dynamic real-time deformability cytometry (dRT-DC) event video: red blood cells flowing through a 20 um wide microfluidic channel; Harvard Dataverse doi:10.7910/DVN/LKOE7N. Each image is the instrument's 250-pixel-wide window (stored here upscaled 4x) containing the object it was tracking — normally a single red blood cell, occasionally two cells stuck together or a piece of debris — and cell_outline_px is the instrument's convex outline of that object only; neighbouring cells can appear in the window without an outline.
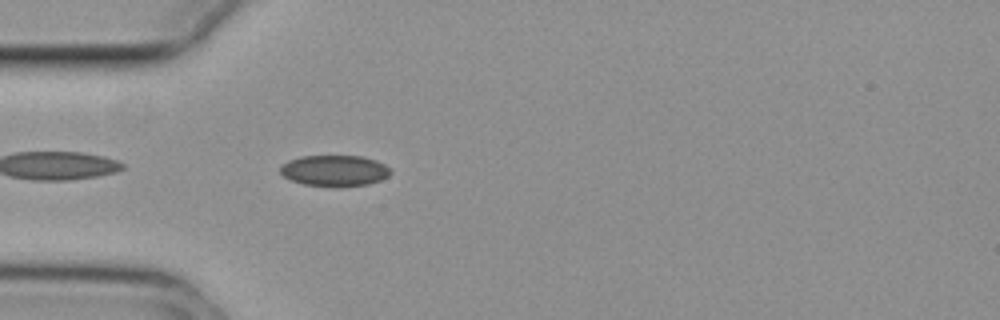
{"species": "common noctule bat (a hibernating species)", "species_latin": "Nyctalus noctula", "temperature_condition": "cold", "stored_images_in_passage": 41, "camera_frame_rate_fps": 3000, "um_per_image_px": 0.085, "animal": {"sex": "female", "body_mass_g": 29.2, "forearm_length_mm": 56.3}, "frame": {"image": 1, "passage_image": 2, "time_ms": 0.333, "image_size_px": [1000, 320], "cell_outline_px": [[392, 172], [388, 176], [380, 180], [368, 184], [304, 184], [292, 180], [284, 176], [280, 172], [280, 164], [288, 160], [300, 156], [360, 156], [376, 160], [392, 168]], "centroid_in_image_um": [28.44, 14.45], "position_along_channel_um": 56.6, "area_um2": 19.36}}
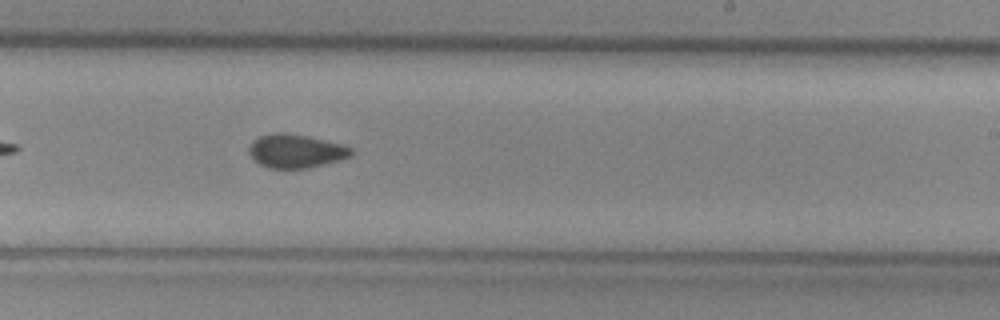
{"frame": {"image": 2, "passage_image": 19, "time_ms": 6.0, "image_size_px": [1000, 320], "cell_outline_px": [[352, 152], [348, 156], [340, 160], [308, 168], [268, 168], [260, 164], [248, 152], [248, 148], [252, 140], [260, 136], [276, 132], [280, 132], [308, 136], [340, 144], [352, 148]], "centroid_in_image_um": [25.1, 12.83], "position_along_channel_um": 263.9, "area_um2": 19.77}}
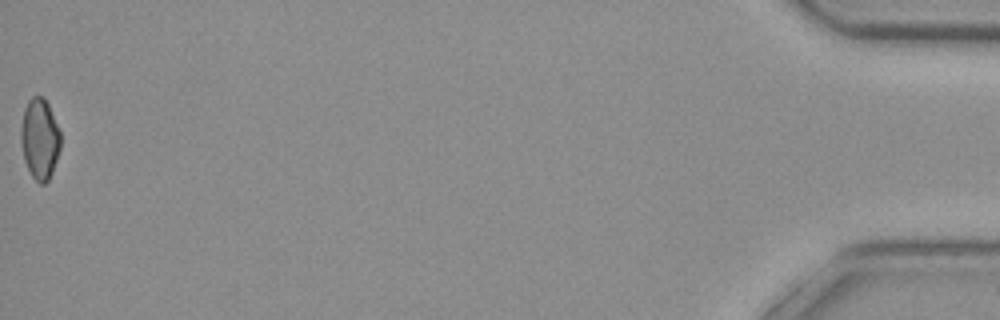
{"frame": {"image": 3, "passage_image": 41, "time_ms": 13.333, "image_size_px": [1000, 320], "cell_outline_px": [[60, 148], [52, 172], [48, 180], [44, 184], [40, 184], [32, 176], [24, 160], [20, 140], [20, 128], [24, 108], [28, 100], [32, 96], [44, 96], [48, 104], [60, 132]], "centroid_in_image_um": [3.36, 11.78], "position_along_channel_um": 431.8, "area_um2": 18.67}, "authors_computed_cell_mechanics": {"area_um2": 19.8254, "velocity_mm_per_s": 3.7399, "shape_relaxation_time_tau1_ms": null, "shape_relaxation_time_tau2_ms": 6.0839, "deformation_change_tau1": null, "deformation_change_tau2": 0.0871}}